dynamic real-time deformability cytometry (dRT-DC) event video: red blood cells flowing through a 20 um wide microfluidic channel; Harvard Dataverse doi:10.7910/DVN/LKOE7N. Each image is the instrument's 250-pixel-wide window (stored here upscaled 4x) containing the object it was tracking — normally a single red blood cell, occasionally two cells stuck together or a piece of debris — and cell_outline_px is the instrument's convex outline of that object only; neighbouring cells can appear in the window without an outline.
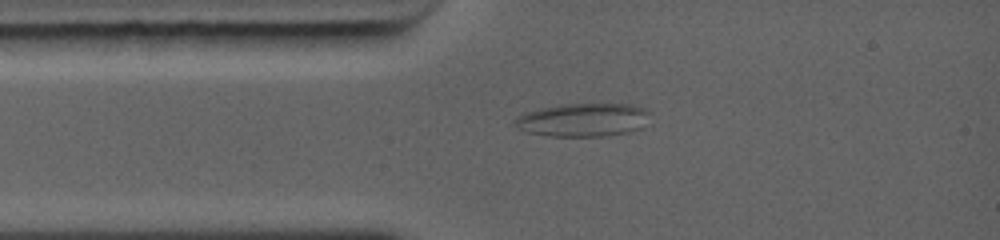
{"species": "common noctule bat (a hibernating species)", "species_latin": "Nyctalus noctula", "temperature_condition": "warm", "stored_images_in_passage": 4, "camera_frame_rate_fps": 5000, "um_per_image_px": 0.085, "animal": {"sex": "female", "body_mass_g": 19.0, "forearm_length_mm": 56.7}, "frame": {"image": 1, "passage_image": 3, "time_ms": 1.0, "image_size_px": [1000, 240], "cell_outline_px": [[652, 112], [640, 128], [628, 132], [604, 136], [544, 136], [524, 132], [512, 124], [524, 112], [540, 108], [564, 104], [632, 104], [644, 108]], "centroid_in_image_um": [49.54, 10.19], "position_along_channel_um": 35.5, "area_um2": 26.36}}